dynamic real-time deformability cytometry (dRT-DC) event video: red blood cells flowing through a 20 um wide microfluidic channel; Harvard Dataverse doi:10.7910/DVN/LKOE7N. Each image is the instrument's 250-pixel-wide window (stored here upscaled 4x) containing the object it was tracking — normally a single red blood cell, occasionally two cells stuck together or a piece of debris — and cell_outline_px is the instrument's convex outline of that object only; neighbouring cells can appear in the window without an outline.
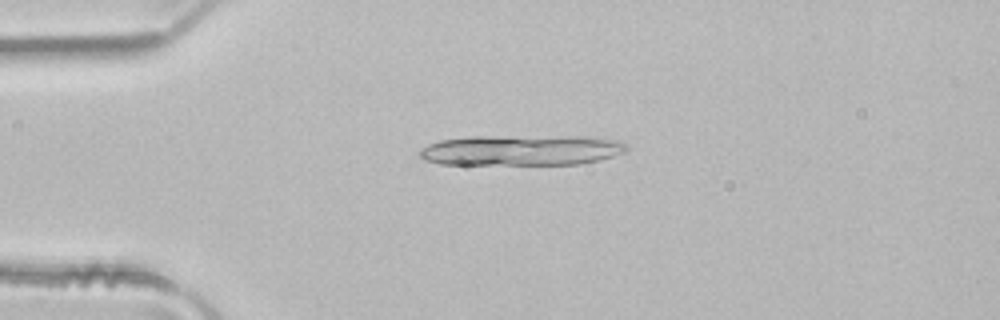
{"species": "common noctule bat (a hibernating species)", "species_latin": "Nyctalus noctula", "temperature_condition": "room temperature", "stored_images_in_passage": 4, "camera_frame_rate_fps": 3000, "um_per_image_px": 0.085, "animal": {"sex": "male", "body_mass_g": 21.5, "forearm_length_mm": 52.0}, "frame": {"image": 1, "passage_image": 4, "time_ms": 1.0, "image_size_px": [1000, 320], "cell_outline_px": [[628, 148], [624, 152], [612, 156], [580, 164], [440, 164], [424, 160], [420, 156], [420, 152], [428, 144], [440, 140], [472, 136], [592, 136], [620, 140], [628, 144]], "centroid_in_image_um": [44.37, 12.75], "position_along_channel_um": 40.6, "area_um2": 37.05}}